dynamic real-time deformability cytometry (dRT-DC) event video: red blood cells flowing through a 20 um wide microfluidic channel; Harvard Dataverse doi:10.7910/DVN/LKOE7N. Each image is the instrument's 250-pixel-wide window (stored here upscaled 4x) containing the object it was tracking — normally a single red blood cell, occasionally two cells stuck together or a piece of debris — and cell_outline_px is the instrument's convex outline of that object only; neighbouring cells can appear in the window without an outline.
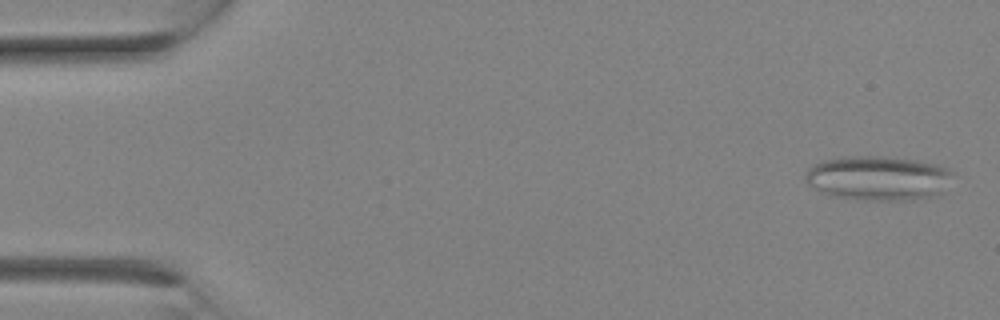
{"species": "Egyptian fruit bat (a non-hibernating species)", "species_latin": "Rousettus aegyptiacus", "temperature_condition": "room temperature", "stored_images_in_passage": 15, "camera_frame_rate_fps": 3000, "um_per_image_px": 0.085, "animal": {"sex": "female"}, "frame": {"image": 1, "passage_image": 1, "time_ms": 0.0, "image_size_px": [1000, 320], "cell_outline_px": [[952, 172], [944, 192], [936, 196], [912, 200], [856, 200], [836, 196], [824, 192], [808, 184], [804, 180], [804, 176], [808, 168], [812, 164], [824, 160], [844, 156], [888, 156], [916, 160], [936, 164], [948, 168]], "centroid_in_image_um": [74.64, 15.13], "position_along_channel_um": 10.4, "area_um2": 38.49}}
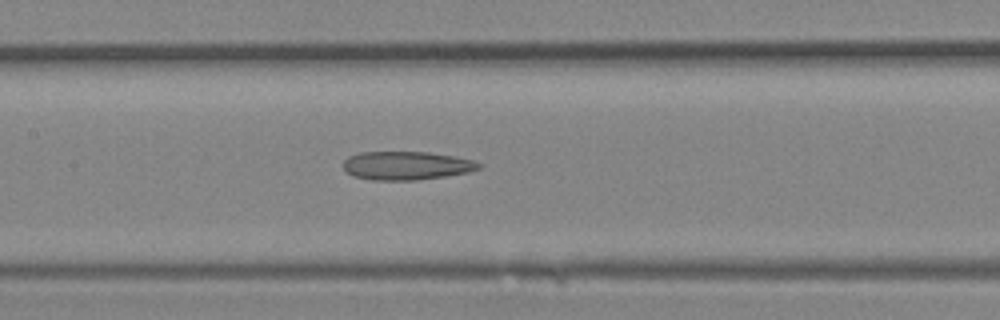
{"frame": {"image": 2, "passage_image": 13, "time_ms": 4.0, "image_size_px": [1000, 320], "cell_outline_px": [[484, 164], [480, 168], [468, 172], [444, 176], [416, 180], [372, 180], [356, 176], [348, 172], [344, 168], [344, 160], [348, 156], [360, 152], [428, 152], [456, 156], [472, 160]], "centroid_in_image_um": [34.58, 14.07], "position_along_channel_um": 172.8, "area_um2": 22.43}}
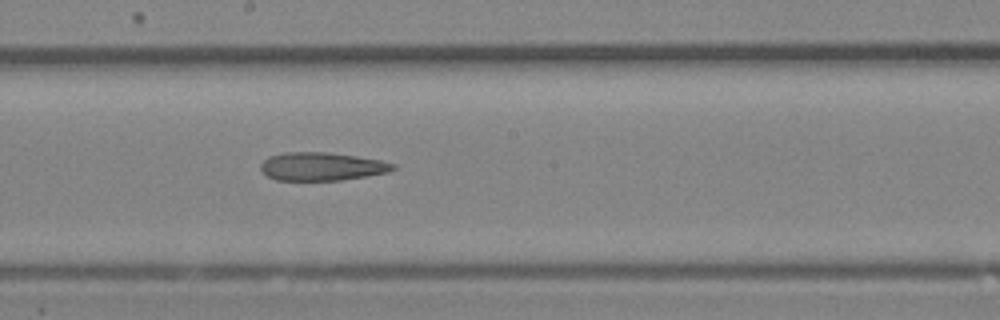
{"frame": {"image": 3, "passage_image": 15, "time_ms": 4.667, "image_size_px": [1000, 320], "cell_outline_px": [[396, 168], [388, 172], [340, 180], [276, 180], [268, 176], [260, 168], [260, 164], [268, 156], [288, 152], [324, 152], [356, 156], [380, 160], [396, 164]], "centroid_in_image_um": [27.34, 14.14], "position_along_channel_um": 220.9, "area_um2": 21.56}}